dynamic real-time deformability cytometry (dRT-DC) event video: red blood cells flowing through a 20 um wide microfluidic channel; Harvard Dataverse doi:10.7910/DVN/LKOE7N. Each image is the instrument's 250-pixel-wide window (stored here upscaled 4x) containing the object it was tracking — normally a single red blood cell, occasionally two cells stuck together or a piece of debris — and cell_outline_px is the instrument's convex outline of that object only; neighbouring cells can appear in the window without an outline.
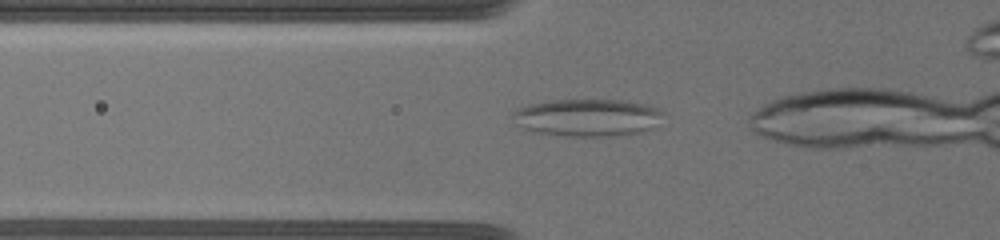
{"species": "common noctule bat (a hibernating species)", "species_latin": "Nyctalus noctula", "temperature_condition": "warm", "stored_images_in_passage": 12, "camera_frame_rate_fps": 3000, "um_per_image_px": 0.085, "animal": {"sex": "female", "body_mass_g": 19.5, "forearm_length_mm": 54.1}, "frame": {"image": 1, "passage_image": 3, "time_ms": 1.0, "image_size_px": [1000, 240], "cell_outline_px": [[664, 112], [652, 128], [640, 132], [612, 136], [564, 136], [536, 132], [524, 128], [516, 124], [512, 116], [512, 112], [528, 104], [552, 100], [620, 100], [644, 104], [656, 108]], "centroid_in_image_um": [49.89, 9.99], "position_along_channel_um": 75.9, "area_um2": 32.54}}
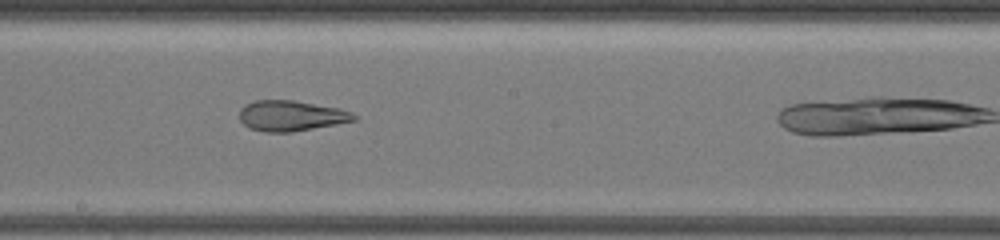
{"frame": {"image": 2, "passage_image": 10, "time_ms": 5.0, "image_size_px": [1000, 240], "cell_outline_px": [[360, 116], [356, 120], [336, 124], [292, 132], [264, 132], [248, 128], [240, 120], [240, 108], [244, 104], [256, 100], [292, 100], [340, 108], [352, 112]], "centroid_in_image_um": [24.75, 9.84], "position_along_channel_um": 223.4, "area_um2": 20.52}}